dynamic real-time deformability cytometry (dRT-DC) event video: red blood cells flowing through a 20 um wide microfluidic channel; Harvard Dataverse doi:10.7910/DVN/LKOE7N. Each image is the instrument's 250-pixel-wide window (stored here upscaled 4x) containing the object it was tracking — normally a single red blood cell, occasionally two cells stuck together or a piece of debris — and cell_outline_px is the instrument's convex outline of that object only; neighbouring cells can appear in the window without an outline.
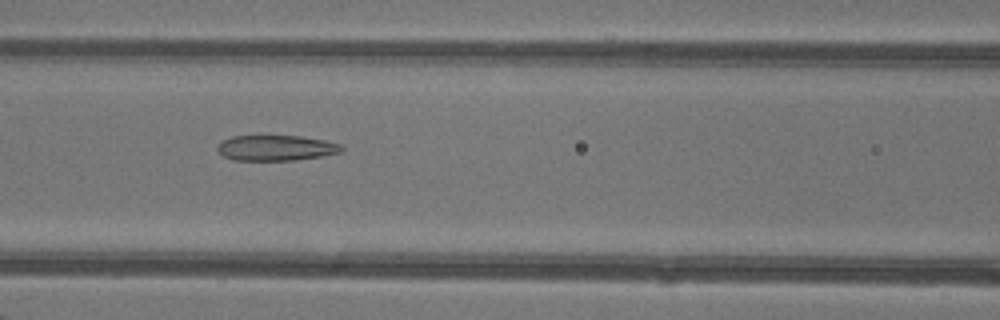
{"species": "common noctule bat (a hibernating species)", "species_latin": "Nyctalus noctula", "temperature_condition": "warm", "stored_images_in_passage": 39, "camera_frame_rate_fps": 3000, "um_per_image_px": 0.085, "animal": {"sex": "female"}, "frame": {"image": 1, "passage_image": 12, "time_ms": 3.667, "image_size_px": [1000, 320], "cell_outline_px": [[344, 152], [324, 156], [296, 160], [232, 160], [224, 156], [216, 148], [224, 140], [232, 136], [300, 136], [324, 140], [344, 144]], "centroid_in_image_um": [23.55, 12.58], "position_along_channel_um": 143.0, "area_um2": 18.55}}
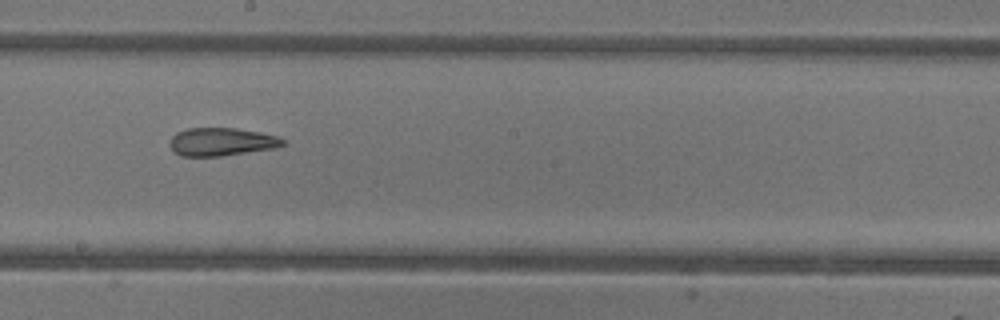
{"frame": {"image": 2, "passage_image": 18, "time_ms": 5.667, "image_size_px": [1000, 320], "cell_outline_px": [[288, 144], [276, 148], [220, 156], [180, 156], [172, 148], [172, 136], [176, 132], [188, 128], [236, 128], [260, 132], [276, 136], [284, 140]], "centroid_in_image_um": [18.88, 12.05], "position_along_channel_um": 229.3, "area_um2": 18.38}}
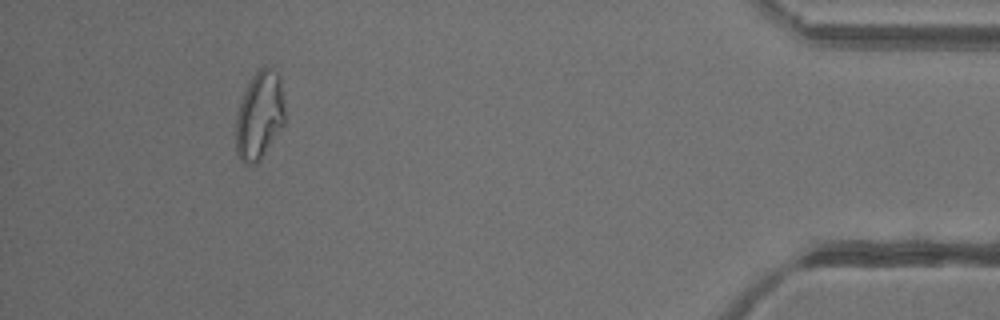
{"frame": {"image": 3, "passage_image": 35, "time_ms": 11.333, "image_size_px": [1000, 320], "cell_outline_px": [[284, 124], [260, 160], [256, 164], [244, 164], [240, 160], [236, 152], [236, 116], [240, 100], [252, 76], [264, 64], [272, 68], [280, 76], [284, 108]], "centroid_in_image_um": [22.04, 9.81], "position_along_channel_um": 413.2, "area_um2": 25.26}, "authors_computed_cell_mechanics": {"area_um2": 20.9236, "velocity_mm_per_s": 4.3119, "shape_relaxation_time_tau1_ms": null, "shape_relaxation_time_tau2_ms": 1.5623, "deformation_change_tau1": null, "deformation_change_tau2": 0.1001}}